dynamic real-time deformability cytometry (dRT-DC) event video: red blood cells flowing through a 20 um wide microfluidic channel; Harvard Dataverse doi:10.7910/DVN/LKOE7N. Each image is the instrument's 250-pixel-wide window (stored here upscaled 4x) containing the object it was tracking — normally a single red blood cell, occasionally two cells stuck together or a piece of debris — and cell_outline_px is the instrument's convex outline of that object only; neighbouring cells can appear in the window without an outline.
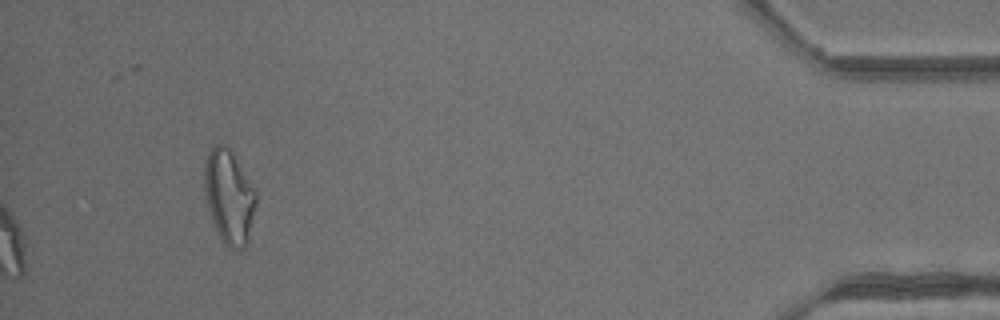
{"species": "common noctule bat (a hibernating species)", "species_latin": "Nyctalus noctula", "temperature_condition": "warm", "stored_images_in_passage": 32, "camera_frame_rate_fps": 3000, "um_per_image_px": 0.085, "animal": {"sex": "male", "body_mass_g": 13.3}, "frame": {"image": 1, "passage_image": 32, "time_ms": 10.333, "image_size_px": [1000, 320], "cell_outline_px": [[256, 204], [248, 244], [244, 248], [232, 248], [224, 244], [212, 220], [204, 196], [204, 168], [208, 152], [212, 144], [224, 144], [232, 148], [256, 188]], "centroid_in_image_um": [19.49, 16.64], "position_along_channel_um": 415.7, "area_um2": 28.96}, "authors_computed_cell_mechanics": {"area_um2": 21.7328, "velocity_mm_per_s": 4.8286, "shape_relaxation_time_tau1_ms": 9.4586, "shape_relaxation_time_tau2_ms": 2.112, "deformation_change_tau1": 0.216, "deformation_change_tau2": 0.0918}}